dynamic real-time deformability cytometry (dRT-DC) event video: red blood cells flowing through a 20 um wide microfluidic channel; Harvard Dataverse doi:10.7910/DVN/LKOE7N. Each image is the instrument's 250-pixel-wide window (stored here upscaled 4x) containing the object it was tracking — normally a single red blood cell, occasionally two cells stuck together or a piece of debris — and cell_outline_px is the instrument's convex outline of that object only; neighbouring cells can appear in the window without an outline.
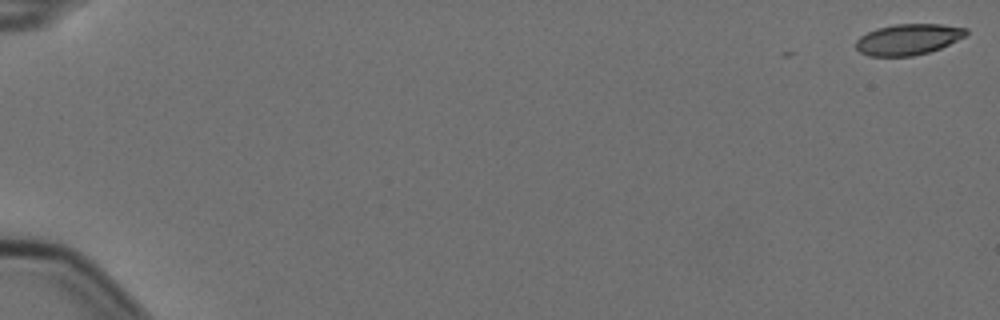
{"species": "Egyptian fruit bat (a non-hibernating species)", "species_latin": "Rousettus aegyptiacus", "temperature_condition": "cold", "stored_images_in_passage": 7, "camera_frame_rate_fps": 3000, "um_per_image_px": 0.085, "animal": {"sex": "female"}, "frame": {"image": 1, "passage_image": 1, "time_ms": 0.0, "image_size_px": [1000, 320], "cell_outline_px": [[968, 32], [964, 36], [940, 48], [928, 52], [912, 56], [868, 56], [860, 52], [856, 48], [856, 40], [860, 36], [876, 28], [896, 24], [940, 24], [968, 28]], "centroid_in_image_um": [77.17, 3.34], "position_along_channel_um": 7.8, "area_um2": 19.77}}
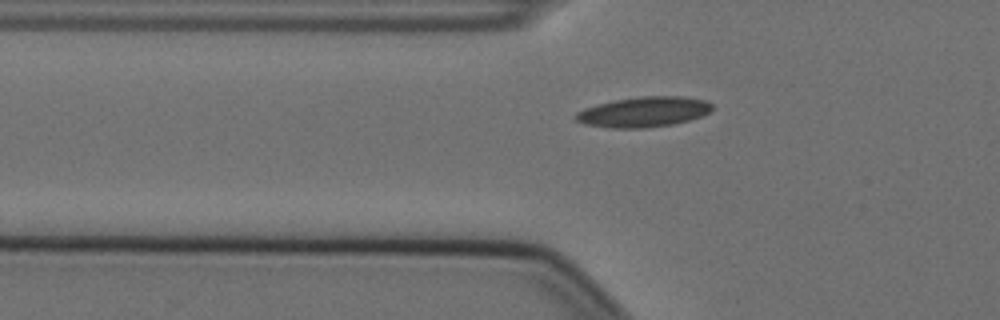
{"frame": {"image": 2, "passage_image": 7, "time_ms": 2.0, "image_size_px": [1000, 320], "cell_outline_px": [[712, 108], [708, 112], [700, 116], [688, 120], [672, 124], [644, 128], [612, 128], [584, 124], [576, 120], [572, 116], [576, 112], [584, 108], [616, 100], [640, 96], [684, 96], [704, 100], [712, 104]], "centroid_in_image_um": [54.68, 9.51], "position_along_channel_um": 71.1, "area_um2": 23.87}}